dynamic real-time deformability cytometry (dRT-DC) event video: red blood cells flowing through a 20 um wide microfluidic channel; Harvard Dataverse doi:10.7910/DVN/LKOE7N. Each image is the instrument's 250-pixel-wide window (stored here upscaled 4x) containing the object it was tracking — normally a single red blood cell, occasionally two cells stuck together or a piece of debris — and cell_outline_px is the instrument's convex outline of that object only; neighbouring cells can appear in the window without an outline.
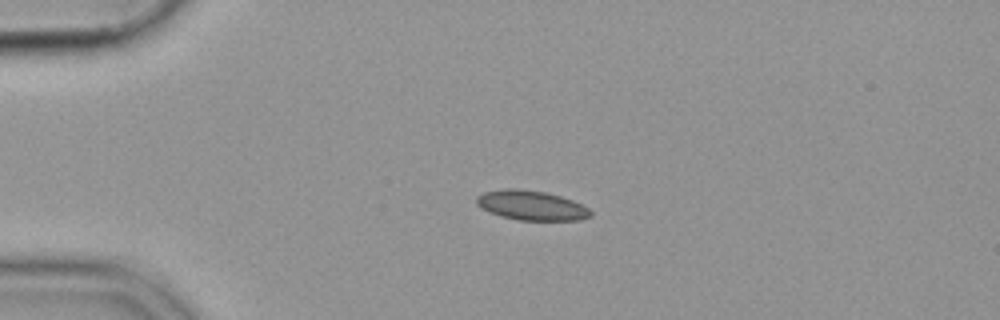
{"species": "common noctule bat (a hibernating species)", "species_latin": "Nyctalus noctula", "temperature_condition": "cold", "stored_images_in_passage": 43, "camera_frame_rate_fps": 3000, "um_per_image_px": 0.085, "animal": {"sex": "female", "body_mass_g": 19.9}, "frame": {"image": 1, "passage_image": 1, "time_ms": 0.0, "image_size_px": [1000, 320], "cell_outline_px": [[592, 216], [580, 220], [516, 220], [500, 216], [488, 212], [480, 208], [476, 204], [476, 196], [484, 192], [504, 188], [516, 188], [544, 192], [560, 196], [572, 200], [588, 208], [592, 212]], "centroid_in_image_um": [45.12, 17.46], "position_along_channel_um": 39.9, "area_um2": 19.83}}
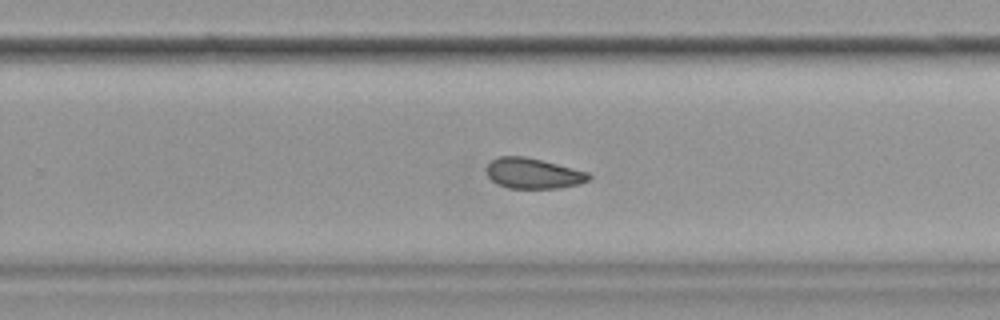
{"frame": {"image": 2, "passage_image": 24, "time_ms": 7.667, "image_size_px": [1000, 320], "cell_outline_px": [[592, 176], [588, 180], [580, 184], [560, 188], [508, 188], [496, 184], [488, 176], [488, 164], [492, 160], [500, 156], [524, 156], [588, 172]], "centroid_in_image_um": [45.33, 14.75], "position_along_channel_um": 284.5, "area_um2": 17.98}}
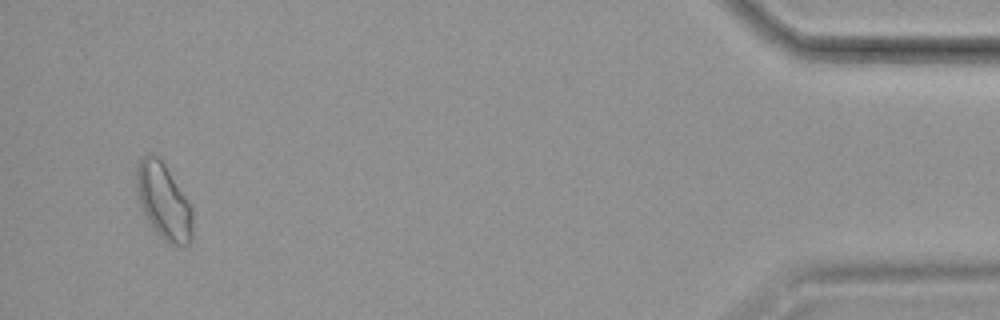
{"frame": {"image": 3, "passage_image": 41, "time_ms": 13.333, "image_size_px": [1000, 320], "cell_outline_px": [[192, 240], [184, 248], [164, 240], [156, 232], [148, 220], [144, 212], [136, 188], [136, 164], [148, 152], [156, 152], [192, 204]], "centroid_in_image_um": [13.93, 17.08], "position_along_channel_um": 421.3, "area_um2": 25.09}}